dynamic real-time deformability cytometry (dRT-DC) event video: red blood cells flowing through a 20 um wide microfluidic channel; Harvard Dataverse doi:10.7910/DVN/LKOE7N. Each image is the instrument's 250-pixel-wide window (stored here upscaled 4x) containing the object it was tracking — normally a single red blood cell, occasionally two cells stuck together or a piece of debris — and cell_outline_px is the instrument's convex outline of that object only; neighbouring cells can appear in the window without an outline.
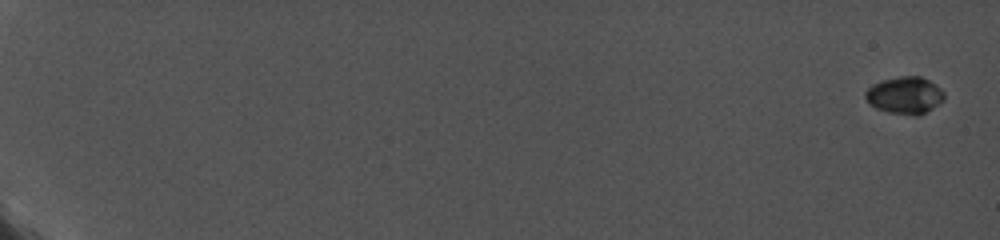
{"species": "common noctule bat (a hibernating species)", "species_latin": "Nyctalus noctula", "temperature_condition": "cold", "stored_images_in_passage": 29, "camera_frame_rate_fps": 5000, "um_per_image_px": 0.085, "animal": {"sex": "female", "body_mass_g": 19.0, "forearm_length_mm": 56.7}, "frame": {"image": 1, "passage_image": 1, "time_ms": 0.0, "image_size_px": [1000, 240], "cell_outline_px": [[944, 100], [920, 116], [912, 116], [888, 112], [876, 108], [868, 104], [864, 96], [864, 92], [872, 84], [880, 80], [900, 76], [920, 76], [928, 80], [940, 88], [944, 92]], "centroid_in_image_um": [76.88, 8.11], "position_along_channel_um": 8.1, "area_um2": 17.28}}
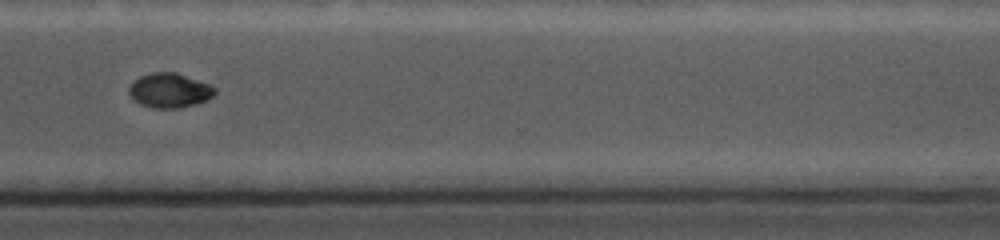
{"frame": {"image": 2, "passage_image": 26, "time_ms": 15.6, "image_size_px": [1000, 240], "cell_outline_px": [[216, 92], [208, 100], [180, 108], [152, 108], [140, 104], [128, 92], [128, 88], [132, 80], [140, 76], [152, 72], [176, 72], [208, 84], [216, 88]], "centroid_in_image_um": [14.39, 7.68], "position_along_channel_um": 356.2, "area_um2": 17.28}}
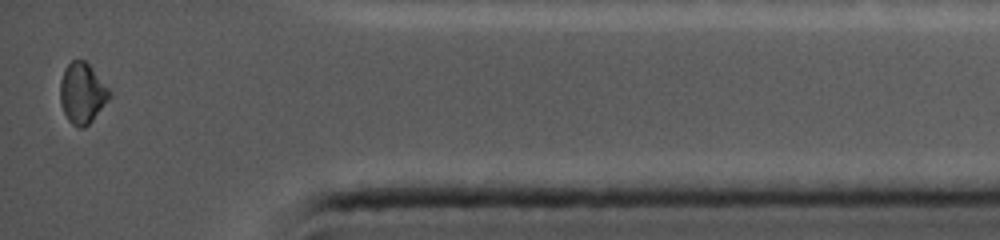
{"frame": {"image": 3, "passage_image": 29, "time_ms": 17.8, "image_size_px": [1000, 240], "cell_outline_px": [[112, 96], [92, 120], [84, 128], [80, 128], [72, 124], [68, 120], [60, 104], [60, 80], [64, 68], [72, 60], [84, 60], [92, 68], [112, 92]], "centroid_in_image_um": [6.99, 7.92], "position_along_channel_um": 428.2, "area_um2": 17.46}}